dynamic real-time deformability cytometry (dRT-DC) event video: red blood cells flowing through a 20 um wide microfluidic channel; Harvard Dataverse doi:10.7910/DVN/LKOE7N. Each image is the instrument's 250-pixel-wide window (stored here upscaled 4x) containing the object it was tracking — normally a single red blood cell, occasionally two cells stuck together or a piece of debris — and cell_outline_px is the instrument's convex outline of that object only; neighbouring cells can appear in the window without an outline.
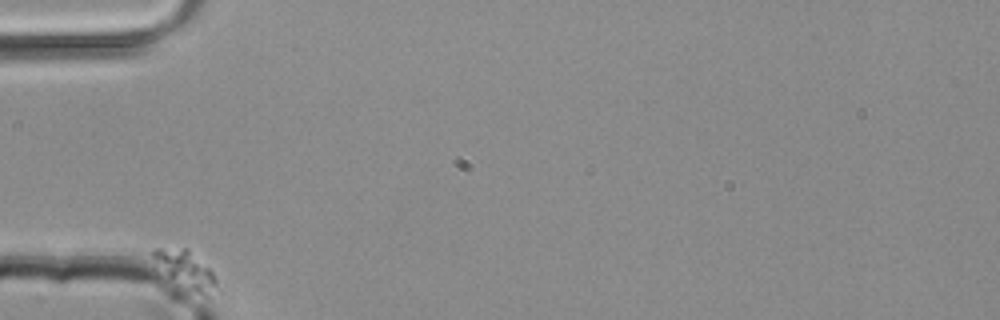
{"species": "common noctule bat (a hibernating species)", "species_latin": "Nyctalus noctula", "temperature_condition": "room temperature", "stored_images_in_passage": 38, "camera_frame_rate_fps": 3000, "um_per_image_px": 0.085, "animal": {"sex": "male", "body_mass_g": 20.4}, "frame": {"image": 1, "passage_image": 1, "time_ms": 0.0, "image_size_px": [1000, 320], "cell_outline_px": [[220, 292], [200, 292], [168, 276], [152, 256], [152, 252], [156, 248], [188, 248], [212, 272], [216, 280]], "centroid_in_image_um": [15.82, 22.84], "position_along_channel_um": 69.2, "area_um2": 12.72}}
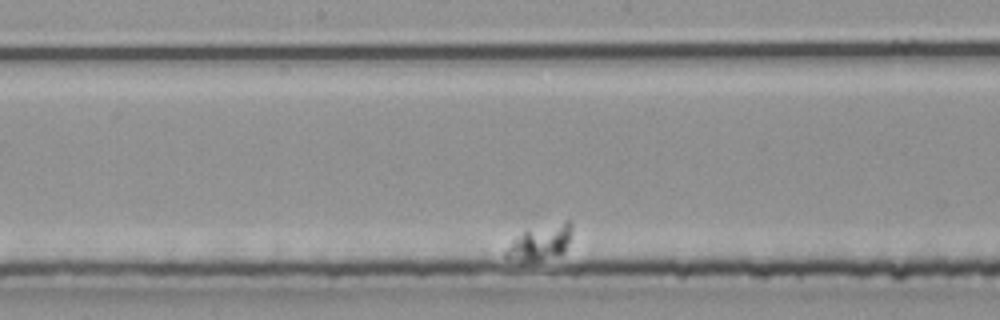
{"frame": {"image": 2, "passage_image": 20, "time_ms": 6.333, "image_size_px": [1000, 320], "cell_outline_px": [[572, 228], [568, 244], [564, 252], [556, 256], [536, 260], [520, 260], [504, 256], [504, 252], [512, 240], [524, 232], [564, 220], [568, 220], [572, 224]], "centroid_in_image_um": [45.97, 20.59], "position_along_channel_um": 202.2, "area_um2": 13.06}}
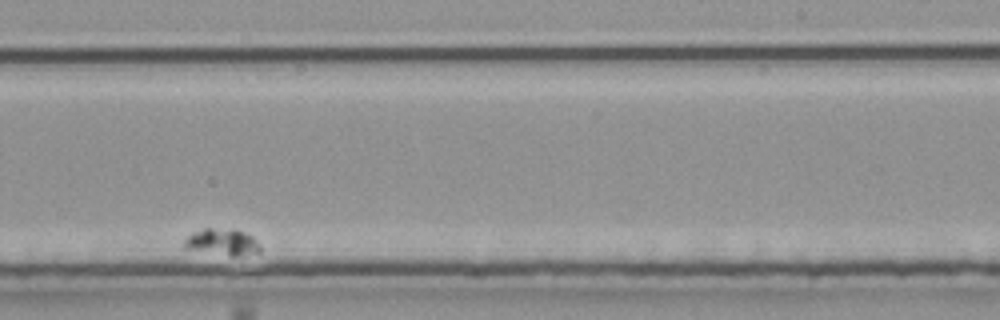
{"frame": {"image": 3, "passage_image": 28, "time_ms": 9.0, "image_size_px": [1000, 320], "cell_outline_px": [[260, 252], [236, 256], [228, 256], [180, 248], [184, 240], [192, 232], [204, 228], [232, 228], [244, 232], [252, 236], [260, 244]], "centroid_in_image_um": [18.84, 20.57], "position_along_channel_um": 270.2, "area_um2": 12.14}}